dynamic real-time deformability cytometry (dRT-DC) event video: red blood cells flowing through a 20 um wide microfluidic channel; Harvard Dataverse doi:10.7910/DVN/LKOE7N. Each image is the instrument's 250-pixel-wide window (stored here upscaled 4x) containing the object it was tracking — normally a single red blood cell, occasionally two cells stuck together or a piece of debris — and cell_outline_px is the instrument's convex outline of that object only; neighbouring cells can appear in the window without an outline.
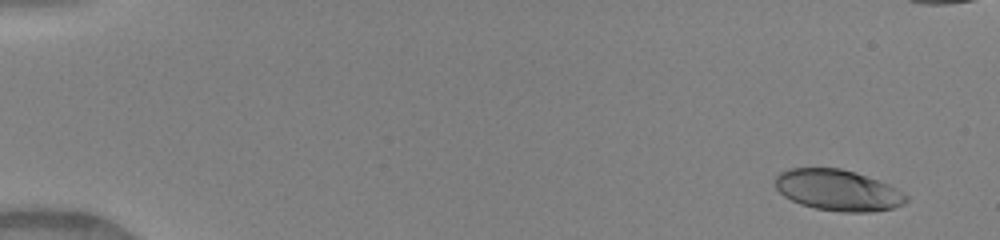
{"species": "human", "species_latin": "Homo sapiens", "temperature_condition": "warm", "stored_images_in_passage": 49, "camera_frame_rate_fps": 3000, "um_per_image_px": 0.085, "donor": {"sex": "female"}, "frame": {"image": 1, "passage_image": 1, "time_ms": 0.0, "image_size_px": [1000, 240], "cell_outline_px": [[908, 200], [904, 204], [892, 208], [868, 212], [840, 212], [816, 208], [800, 204], [784, 196], [776, 188], [776, 176], [780, 172], [788, 168], [840, 168], [856, 172], [888, 184], [896, 188], [908, 196]], "centroid_in_image_um": [71.22, 16.16], "position_along_channel_um": 13.8, "area_um2": 31.27}}
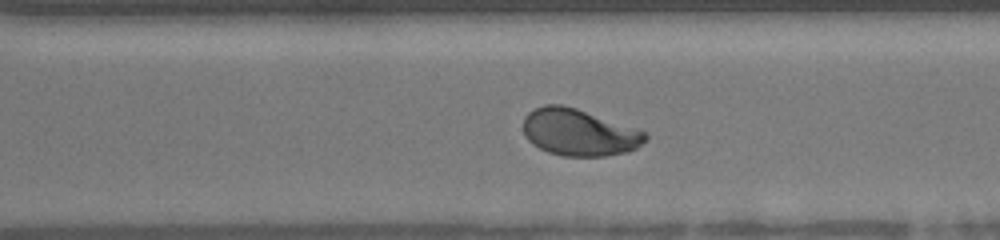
{"frame": {"image": 2, "passage_image": 34, "time_ms": 11.0, "image_size_px": [1000, 240], "cell_outline_px": [[648, 140], [636, 148], [624, 152], [604, 156], [560, 156], [548, 152], [532, 144], [524, 136], [524, 116], [528, 112], [544, 104], [560, 104], [576, 108], [636, 128], [644, 132], [648, 136]], "centroid_in_image_um": [49.2, 11.25], "position_along_channel_um": 321.4, "area_um2": 33.29}}
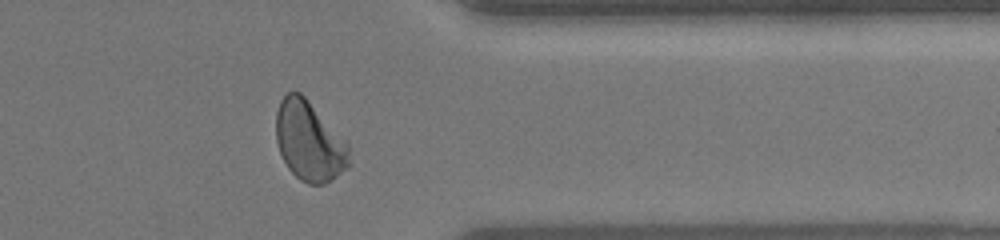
{"frame": {"image": 3, "passage_image": 39, "time_ms": 12.667, "image_size_px": [1000, 240], "cell_outline_px": [[348, 168], [332, 180], [324, 184], [308, 184], [300, 180], [288, 168], [280, 152], [276, 140], [276, 112], [280, 100], [288, 92], [300, 92], [308, 100], [348, 144]], "centroid_in_image_um": [26.27, 12.02], "position_along_channel_um": 385.1, "area_um2": 33.58}, "authors_computed_cell_mechanics": {"area_um2": 33.2928, "velocity_mm_per_s": 4.111, "shape_relaxation_time_tau1_ms": 4.0372, "shape_relaxation_time_tau2_ms": 0.9623, "deformation_change_tau1": 0.1734, "deformation_change_tau2": 0.0581}}